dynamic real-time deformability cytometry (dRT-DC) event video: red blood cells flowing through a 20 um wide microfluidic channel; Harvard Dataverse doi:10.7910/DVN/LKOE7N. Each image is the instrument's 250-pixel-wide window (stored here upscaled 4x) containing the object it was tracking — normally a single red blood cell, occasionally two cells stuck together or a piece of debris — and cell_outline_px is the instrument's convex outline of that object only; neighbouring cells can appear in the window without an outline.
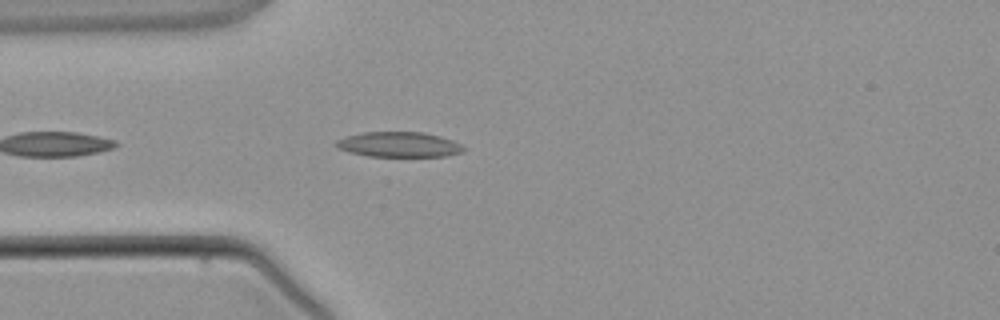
{"species": "common noctule bat (a hibernating species)", "species_latin": "Nyctalus noctula", "temperature_condition": "warm", "stored_images_in_passage": 3, "camera_frame_rate_fps": 3000, "um_per_image_px": 0.085, "animal": {"sex": "male", "body_mass_g": 21.5, "forearm_length_mm": 52.0}, "frame": {"image": 1, "passage_image": 3, "time_ms": 3.0, "image_size_px": [1000, 320], "cell_outline_px": [[464, 152], [444, 156], [368, 156], [348, 152], [336, 148], [332, 144], [336, 140], [344, 136], [364, 132], [424, 132], [440, 136], [452, 140], [460, 144], [464, 148]], "centroid_in_image_um": [33.84, 12.28], "position_along_channel_um": 51.2, "area_um2": 18.84}}